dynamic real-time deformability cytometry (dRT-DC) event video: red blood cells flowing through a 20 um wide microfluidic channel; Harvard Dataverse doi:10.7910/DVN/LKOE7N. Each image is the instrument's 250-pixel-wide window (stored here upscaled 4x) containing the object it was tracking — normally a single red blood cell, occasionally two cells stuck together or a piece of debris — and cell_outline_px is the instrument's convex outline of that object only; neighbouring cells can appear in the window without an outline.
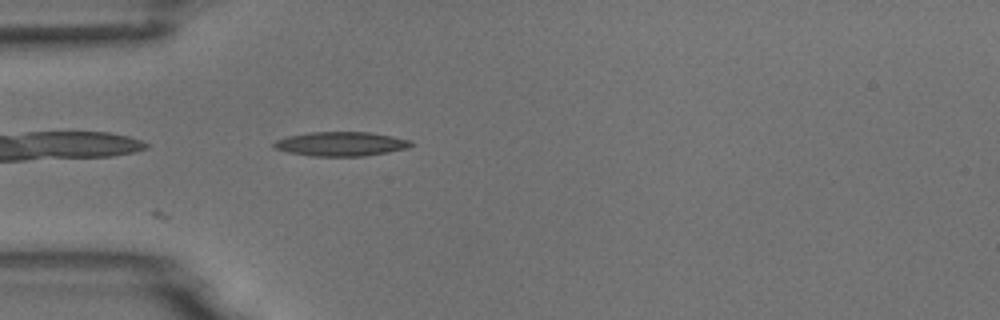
{"species": "common noctule bat (a hibernating species)", "species_latin": "Nyctalus noctula", "temperature_condition": "room temperature", "stored_images_in_passage": 4, "camera_frame_rate_fps": 3000, "um_per_image_px": 0.085, "animal": {"sex": "male", "body_mass_g": 18.8}, "frame": {"image": 1, "passage_image": 4, "time_ms": 4.333, "image_size_px": [1000, 320], "cell_outline_px": [[412, 144], [408, 148], [388, 152], [364, 156], [312, 156], [288, 152], [272, 148], [272, 144], [276, 140], [288, 136], [308, 132], [368, 132], [392, 136], [412, 140]], "centroid_in_image_um": [28.96, 12.23], "position_along_channel_um": 56.0, "area_um2": 19.42}}